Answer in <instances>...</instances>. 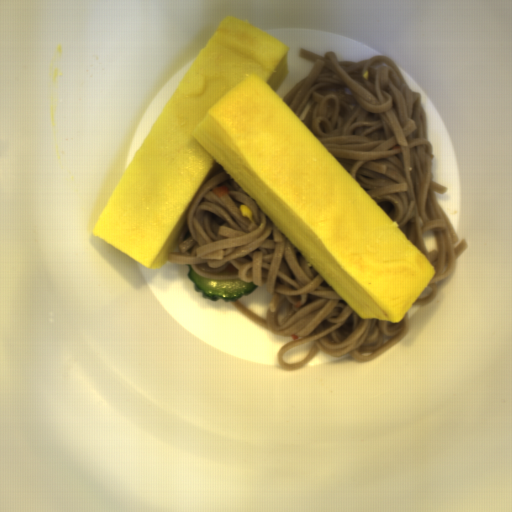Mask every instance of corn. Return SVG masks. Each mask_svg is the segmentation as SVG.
Returning a JSON list of instances; mask_svg holds the SVG:
<instances>
[{"instance_id":"obj_1","label":"corn","mask_w":512,"mask_h":512,"mask_svg":"<svg viewBox=\"0 0 512 512\" xmlns=\"http://www.w3.org/2000/svg\"><path fill=\"white\" fill-rule=\"evenodd\" d=\"M239 210L241 212L242 217L247 218L250 221H253V212L249 207H247L244 204H240Z\"/></svg>"}]
</instances>
